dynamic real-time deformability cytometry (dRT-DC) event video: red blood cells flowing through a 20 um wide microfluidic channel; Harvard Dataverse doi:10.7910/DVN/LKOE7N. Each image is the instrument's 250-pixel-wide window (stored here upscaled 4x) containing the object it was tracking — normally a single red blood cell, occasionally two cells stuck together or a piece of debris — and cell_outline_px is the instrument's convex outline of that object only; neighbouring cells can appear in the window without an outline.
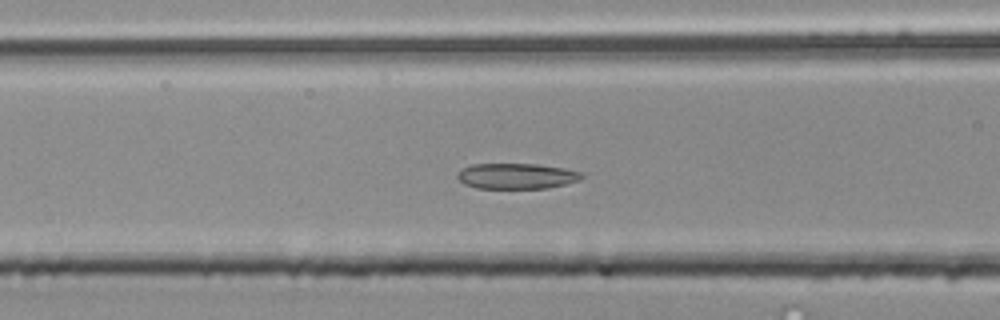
{"species": "common noctule bat (a hibernating species)", "species_latin": "Nyctalus noctula", "temperature_condition": "room temperature", "stored_images_in_passage": 47, "camera_frame_rate_fps": 3000, "um_per_image_px": 0.085, "animal": {"sex": "male", "body_mass_g": 20.4}, "frame": {"image": 1, "passage_image": 22, "time_ms": 7.0, "image_size_px": [1000, 320], "cell_outline_px": [[584, 176], [580, 180], [548, 188], [476, 188], [464, 184], [456, 176], [456, 172], [460, 168], [472, 164], [536, 164], [564, 168], [584, 172]], "centroid_in_image_um": [43.89, 14.96], "position_along_channel_um": 122.7, "area_um2": 18.73}}
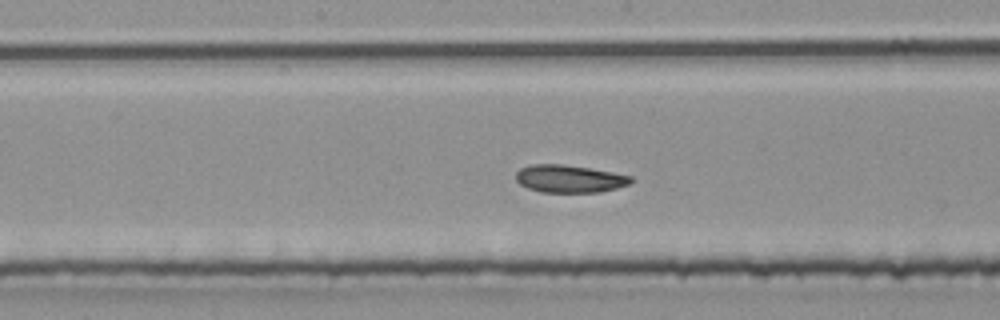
{"frame": {"image": 2, "passage_image": 28, "time_ms": 9.0, "image_size_px": [1000, 320], "cell_outline_px": [[636, 180], [628, 184], [616, 188], [600, 192], [540, 192], [528, 188], [520, 184], [516, 180], [516, 172], [520, 168], [532, 164], [560, 164], [588, 168], [612, 172], [632, 176]], "centroid_in_image_um": [48.4, 15.19], "position_along_channel_um": 199.8, "area_um2": 18.5}}
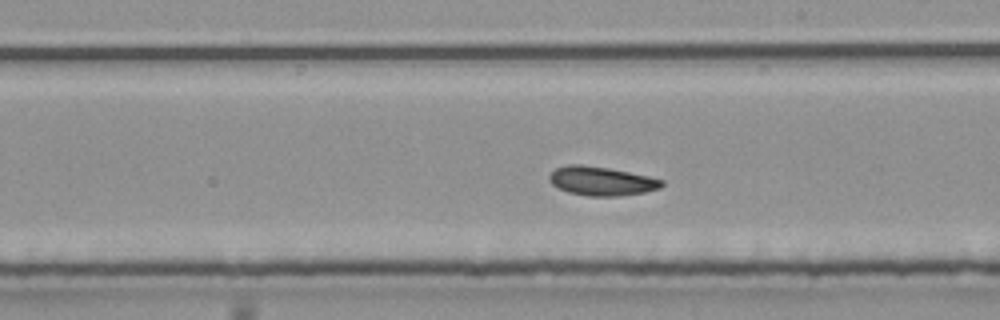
{"frame": {"image": 3, "passage_image": 31, "time_ms": 10.0, "image_size_px": [1000, 320], "cell_outline_px": [[664, 184], [660, 188], [644, 192], [616, 196], [588, 196], [568, 192], [552, 184], [548, 176], [556, 168], [568, 164], [580, 164], [608, 168], [648, 176], [664, 180]], "centroid_in_image_um": [51.12, 15.38], "position_along_channel_um": 237.9, "area_um2": 18.79}, "authors_computed_cell_mechanics": {"area_um2": 19.1896, "velocity_mm_per_s": 3.8433, "shape_relaxation_time_tau1_ms": 3.515, "shape_relaxation_time_tau2_ms": 2.6356, "deformation_change_tau1": 0.0911, "deformation_change_tau2": 0.0796}}